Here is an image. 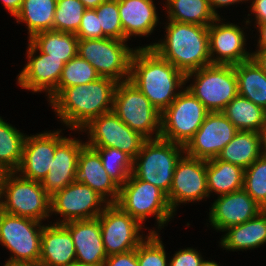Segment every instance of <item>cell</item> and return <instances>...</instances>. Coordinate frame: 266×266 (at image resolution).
<instances>
[{"label": "cell", "instance_id": "obj_28", "mask_svg": "<svg viewBox=\"0 0 266 266\" xmlns=\"http://www.w3.org/2000/svg\"><path fill=\"white\" fill-rule=\"evenodd\" d=\"M222 113L238 131H266V110L245 97L237 95L225 106Z\"/></svg>", "mask_w": 266, "mask_h": 266}, {"label": "cell", "instance_id": "obj_14", "mask_svg": "<svg viewBox=\"0 0 266 266\" xmlns=\"http://www.w3.org/2000/svg\"><path fill=\"white\" fill-rule=\"evenodd\" d=\"M108 202L89 186L72 182L50 198V212L63 216L55 224L97 218ZM103 205V207H101Z\"/></svg>", "mask_w": 266, "mask_h": 266}, {"label": "cell", "instance_id": "obj_9", "mask_svg": "<svg viewBox=\"0 0 266 266\" xmlns=\"http://www.w3.org/2000/svg\"><path fill=\"white\" fill-rule=\"evenodd\" d=\"M41 224L0 210V243L13 253L7 262L39 265L44 227Z\"/></svg>", "mask_w": 266, "mask_h": 266}, {"label": "cell", "instance_id": "obj_16", "mask_svg": "<svg viewBox=\"0 0 266 266\" xmlns=\"http://www.w3.org/2000/svg\"><path fill=\"white\" fill-rule=\"evenodd\" d=\"M237 131L222 112H209L194 137L185 146V154L205 161L217 158Z\"/></svg>", "mask_w": 266, "mask_h": 266}, {"label": "cell", "instance_id": "obj_25", "mask_svg": "<svg viewBox=\"0 0 266 266\" xmlns=\"http://www.w3.org/2000/svg\"><path fill=\"white\" fill-rule=\"evenodd\" d=\"M153 0H119V15L124 41L130 36H147L156 27L159 17Z\"/></svg>", "mask_w": 266, "mask_h": 266}, {"label": "cell", "instance_id": "obj_12", "mask_svg": "<svg viewBox=\"0 0 266 266\" xmlns=\"http://www.w3.org/2000/svg\"><path fill=\"white\" fill-rule=\"evenodd\" d=\"M90 136L85 144L88 147L118 148L134 159L147 140L122 122L113 112H106L91 120L81 130Z\"/></svg>", "mask_w": 266, "mask_h": 266}, {"label": "cell", "instance_id": "obj_35", "mask_svg": "<svg viewBox=\"0 0 266 266\" xmlns=\"http://www.w3.org/2000/svg\"><path fill=\"white\" fill-rule=\"evenodd\" d=\"M99 78L100 75L94 67L77 54L65 63L58 86L48 98L51 102L64 88L88 84Z\"/></svg>", "mask_w": 266, "mask_h": 266}, {"label": "cell", "instance_id": "obj_1", "mask_svg": "<svg viewBox=\"0 0 266 266\" xmlns=\"http://www.w3.org/2000/svg\"><path fill=\"white\" fill-rule=\"evenodd\" d=\"M129 81L162 113L178 96L186 75L160 57L152 48L135 49L130 64Z\"/></svg>", "mask_w": 266, "mask_h": 266}, {"label": "cell", "instance_id": "obj_6", "mask_svg": "<svg viewBox=\"0 0 266 266\" xmlns=\"http://www.w3.org/2000/svg\"><path fill=\"white\" fill-rule=\"evenodd\" d=\"M115 204L140 224H143L147 216L156 215L158 229L169 222L174 213L163 190L133 174L120 187Z\"/></svg>", "mask_w": 266, "mask_h": 266}, {"label": "cell", "instance_id": "obj_46", "mask_svg": "<svg viewBox=\"0 0 266 266\" xmlns=\"http://www.w3.org/2000/svg\"><path fill=\"white\" fill-rule=\"evenodd\" d=\"M246 0H208L210 8L212 12L217 16L220 17V15L217 13L215 8L232 5L234 3H239Z\"/></svg>", "mask_w": 266, "mask_h": 266}, {"label": "cell", "instance_id": "obj_8", "mask_svg": "<svg viewBox=\"0 0 266 266\" xmlns=\"http://www.w3.org/2000/svg\"><path fill=\"white\" fill-rule=\"evenodd\" d=\"M193 75L194 84L186 88L209 112H222L238 95L235 65L211 64L186 74V81Z\"/></svg>", "mask_w": 266, "mask_h": 266}, {"label": "cell", "instance_id": "obj_36", "mask_svg": "<svg viewBox=\"0 0 266 266\" xmlns=\"http://www.w3.org/2000/svg\"><path fill=\"white\" fill-rule=\"evenodd\" d=\"M100 156L108 175L121 187L132 174L133 159L118 148L90 147Z\"/></svg>", "mask_w": 266, "mask_h": 266}, {"label": "cell", "instance_id": "obj_17", "mask_svg": "<svg viewBox=\"0 0 266 266\" xmlns=\"http://www.w3.org/2000/svg\"><path fill=\"white\" fill-rule=\"evenodd\" d=\"M220 19L217 17L208 26L211 64L236 65L250 60L251 53L244 49L246 39L243 30L232 23L220 25ZM214 54L217 56L214 57Z\"/></svg>", "mask_w": 266, "mask_h": 266}, {"label": "cell", "instance_id": "obj_42", "mask_svg": "<svg viewBox=\"0 0 266 266\" xmlns=\"http://www.w3.org/2000/svg\"><path fill=\"white\" fill-rule=\"evenodd\" d=\"M201 255L193 248L181 249L174 254V257L169 261V266H201Z\"/></svg>", "mask_w": 266, "mask_h": 266}, {"label": "cell", "instance_id": "obj_15", "mask_svg": "<svg viewBox=\"0 0 266 266\" xmlns=\"http://www.w3.org/2000/svg\"><path fill=\"white\" fill-rule=\"evenodd\" d=\"M209 196L206 161L187 154L181 156L176 164L172 185L167 194L173 212L175 213L178 203L200 201Z\"/></svg>", "mask_w": 266, "mask_h": 266}, {"label": "cell", "instance_id": "obj_52", "mask_svg": "<svg viewBox=\"0 0 266 266\" xmlns=\"http://www.w3.org/2000/svg\"><path fill=\"white\" fill-rule=\"evenodd\" d=\"M4 266H34V265H30V264H19V263H9V262H6Z\"/></svg>", "mask_w": 266, "mask_h": 266}, {"label": "cell", "instance_id": "obj_41", "mask_svg": "<svg viewBox=\"0 0 266 266\" xmlns=\"http://www.w3.org/2000/svg\"><path fill=\"white\" fill-rule=\"evenodd\" d=\"M78 39H100L107 38L103 34L95 9H86L78 31L75 33Z\"/></svg>", "mask_w": 266, "mask_h": 266}, {"label": "cell", "instance_id": "obj_43", "mask_svg": "<svg viewBox=\"0 0 266 266\" xmlns=\"http://www.w3.org/2000/svg\"><path fill=\"white\" fill-rule=\"evenodd\" d=\"M103 266H139L136 249L108 256Z\"/></svg>", "mask_w": 266, "mask_h": 266}, {"label": "cell", "instance_id": "obj_20", "mask_svg": "<svg viewBox=\"0 0 266 266\" xmlns=\"http://www.w3.org/2000/svg\"><path fill=\"white\" fill-rule=\"evenodd\" d=\"M209 212V222L215 230L223 231L256 217L262 210L244 189L218 196Z\"/></svg>", "mask_w": 266, "mask_h": 266}, {"label": "cell", "instance_id": "obj_51", "mask_svg": "<svg viewBox=\"0 0 266 266\" xmlns=\"http://www.w3.org/2000/svg\"><path fill=\"white\" fill-rule=\"evenodd\" d=\"M201 266H219V265L214 261L204 260Z\"/></svg>", "mask_w": 266, "mask_h": 266}, {"label": "cell", "instance_id": "obj_34", "mask_svg": "<svg viewBox=\"0 0 266 266\" xmlns=\"http://www.w3.org/2000/svg\"><path fill=\"white\" fill-rule=\"evenodd\" d=\"M26 135L0 117V165L7 171H16L22 160Z\"/></svg>", "mask_w": 266, "mask_h": 266}, {"label": "cell", "instance_id": "obj_21", "mask_svg": "<svg viewBox=\"0 0 266 266\" xmlns=\"http://www.w3.org/2000/svg\"><path fill=\"white\" fill-rule=\"evenodd\" d=\"M71 234L76 251V264L103 266L108 257L98 218L75 220L62 224Z\"/></svg>", "mask_w": 266, "mask_h": 266}, {"label": "cell", "instance_id": "obj_38", "mask_svg": "<svg viewBox=\"0 0 266 266\" xmlns=\"http://www.w3.org/2000/svg\"><path fill=\"white\" fill-rule=\"evenodd\" d=\"M85 10L80 0H57L53 30L75 34Z\"/></svg>", "mask_w": 266, "mask_h": 266}, {"label": "cell", "instance_id": "obj_5", "mask_svg": "<svg viewBox=\"0 0 266 266\" xmlns=\"http://www.w3.org/2000/svg\"><path fill=\"white\" fill-rule=\"evenodd\" d=\"M112 111L122 122L146 139L160 138L161 113L129 80L117 83ZM152 133L155 136L152 137Z\"/></svg>", "mask_w": 266, "mask_h": 266}, {"label": "cell", "instance_id": "obj_23", "mask_svg": "<svg viewBox=\"0 0 266 266\" xmlns=\"http://www.w3.org/2000/svg\"><path fill=\"white\" fill-rule=\"evenodd\" d=\"M74 182L89 186L108 204L116 203L118 199L120 186L104 169L99 154L87 145L79 153Z\"/></svg>", "mask_w": 266, "mask_h": 266}, {"label": "cell", "instance_id": "obj_29", "mask_svg": "<svg viewBox=\"0 0 266 266\" xmlns=\"http://www.w3.org/2000/svg\"><path fill=\"white\" fill-rule=\"evenodd\" d=\"M207 188L209 194L219 196L243 189L244 169L218 158L206 161Z\"/></svg>", "mask_w": 266, "mask_h": 266}, {"label": "cell", "instance_id": "obj_49", "mask_svg": "<svg viewBox=\"0 0 266 266\" xmlns=\"http://www.w3.org/2000/svg\"><path fill=\"white\" fill-rule=\"evenodd\" d=\"M86 9H96L100 4L106 0H80Z\"/></svg>", "mask_w": 266, "mask_h": 266}, {"label": "cell", "instance_id": "obj_53", "mask_svg": "<svg viewBox=\"0 0 266 266\" xmlns=\"http://www.w3.org/2000/svg\"><path fill=\"white\" fill-rule=\"evenodd\" d=\"M264 148H263V153L266 155V131L264 132Z\"/></svg>", "mask_w": 266, "mask_h": 266}, {"label": "cell", "instance_id": "obj_22", "mask_svg": "<svg viewBox=\"0 0 266 266\" xmlns=\"http://www.w3.org/2000/svg\"><path fill=\"white\" fill-rule=\"evenodd\" d=\"M85 145L78 139L65 137L56 146L48 174L40 182L50 197L74 182L78 156Z\"/></svg>", "mask_w": 266, "mask_h": 266}, {"label": "cell", "instance_id": "obj_13", "mask_svg": "<svg viewBox=\"0 0 266 266\" xmlns=\"http://www.w3.org/2000/svg\"><path fill=\"white\" fill-rule=\"evenodd\" d=\"M97 218L107 256L134 250L145 239L139 233L142 225L115 203L105 205Z\"/></svg>", "mask_w": 266, "mask_h": 266}, {"label": "cell", "instance_id": "obj_27", "mask_svg": "<svg viewBox=\"0 0 266 266\" xmlns=\"http://www.w3.org/2000/svg\"><path fill=\"white\" fill-rule=\"evenodd\" d=\"M221 238V246L226 250L253 249L266 243V210H262L256 217L226 230Z\"/></svg>", "mask_w": 266, "mask_h": 266}, {"label": "cell", "instance_id": "obj_47", "mask_svg": "<svg viewBox=\"0 0 266 266\" xmlns=\"http://www.w3.org/2000/svg\"><path fill=\"white\" fill-rule=\"evenodd\" d=\"M2 2L11 15L16 16L21 9L23 0H2Z\"/></svg>", "mask_w": 266, "mask_h": 266}, {"label": "cell", "instance_id": "obj_24", "mask_svg": "<svg viewBox=\"0 0 266 266\" xmlns=\"http://www.w3.org/2000/svg\"><path fill=\"white\" fill-rule=\"evenodd\" d=\"M76 251L70 232L62 224L43 227L38 266H73Z\"/></svg>", "mask_w": 266, "mask_h": 266}, {"label": "cell", "instance_id": "obj_39", "mask_svg": "<svg viewBox=\"0 0 266 266\" xmlns=\"http://www.w3.org/2000/svg\"><path fill=\"white\" fill-rule=\"evenodd\" d=\"M136 254L139 266H169L166 263L164 245L154 230L138 245Z\"/></svg>", "mask_w": 266, "mask_h": 266}, {"label": "cell", "instance_id": "obj_10", "mask_svg": "<svg viewBox=\"0 0 266 266\" xmlns=\"http://www.w3.org/2000/svg\"><path fill=\"white\" fill-rule=\"evenodd\" d=\"M208 113L203 103L184 88L161 113L160 138L185 147Z\"/></svg>", "mask_w": 266, "mask_h": 266}, {"label": "cell", "instance_id": "obj_19", "mask_svg": "<svg viewBox=\"0 0 266 266\" xmlns=\"http://www.w3.org/2000/svg\"><path fill=\"white\" fill-rule=\"evenodd\" d=\"M28 63L18 75V84L33 92H48V96L57 88L65 62L49 57L45 53L37 56L36 47L29 41Z\"/></svg>", "mask_w": 266, "mask_h": 266}, {"label": "cell", "instance_id": "obj_40", "mask_svg": "<svg viewBox=\"0 0 266 266\" xmlns=\"http://www.w3.org/2000/svg\"><path fill=\"white\" fill-rule=\"evenodd\" d=\"M95 11L103 34L107 38L124 40V32L119 15V0H106Z\"/></svg>", "mask_w": 266, "mask_h": 266}, {"label": "cell", "instance_id": "obj_50", "mask_svg": "<svg viewBox=\"0 0 266 266\" xmlns=\"http://www.w3.org/2000/svg\"><path fill=\"white\" fill-rule=\"evenodd\" d=\"M9 171H7L2 165H0V196L4 185V180Z\"/></svg>", "mask_w": 266, "mask_h": 266}, {"label": "cell", "instance_id": "obj_48", "mask_svg": "<svg viewBox=\"0 0 266 266\" xmlns=\"http://www.w3.org/2000/svg\"><path fill=\"white\" fill-rule=\"evenodd\" d=\"M259 28V40H258V48L259 49H266V22L257 24Z\"/></svg>", "mask_w": 266, "mask_h": 266}, {"label": "cell", "instance_id": "obj_45", "mask_svg": "<svg viewBox=\"0 0 266 266\" xmlns=\"http://www.w3.org/2000/svg\"><path fill=\"white\" fill-rule=\"evenodd\" d=\"M251 59L266 73V49H257L256 52L251 53Z\"/></svg>", "mask_w": 266, "mask_h": 266}, {"label": "cell", "instance_id": "obj_3", "mask_svg": "<svg viewBox=\"0 0 266 266\" xmlns=\"http://www.w3.org/2000/svg\"><path fill=\"white\" fill-rule=\"evenodd\" d=\"M163 41L152 48L185 75L211 65L208 26L168 21Z\"/></svg>", "mask_w": 266, "mask_h": 266}, {"label": "cell", "instance_id": "obj_18", "mask_svg": "<svg viewBox=\"0 0 266 266\" xmlns=\"http://www.w3.org/2000/svg\"><path fill=\"white\" fill-rule=\"evenodd\" d=\"M61 130L26 136L22 160L15 171L20 176L41 182L48 174L54 158L56 146L65 138Z\"/></svg>", "mask_w": 266, "mask_h": 266}, {"label": "cell", "instance_id": "obj_7", "mask_svg": "<svg viewBox=\"0 0 266 266\" xmlns=\"http://www.w3.org/2000/svg\"><path fill=\"white\" fill-rule=\"evenodd\" d=\"M50 198L39 181L17 176L15 171L8 172L0 196V210L41 222L50 216Z\"/></svg>", "mask_w": 266, "mask_h": 266}, {"label": "cell", "instance_id": "obj_11", "mask_svg": "<svg viewBox=\"0 0 266 266\" xmlns=\"http://www.w3.org/2000/svg\"><path fill=\"white\" fill-rule=\"evenodd\" d=\"M125 42L113 38L79 39L77 54L88 61L100 77L123 82L129 80L131 58L135 51Z\"/></svg>", "mask_w": 266, "mask_h": 266}, {"label": "cell", "instance_id": "obj_44", "mask_svg": "<svg viewBox=\"0 0 266 266\" xmlns=\"http://www.w3.org/2000/svg\"><path fill=\"white\" fill-rule=\"evenodd\" d=\"M251 11L256 15V25L266 22V0H253Z\"/></svg>", "mask_w": 266, "mask_h": 266}, {"label": "cell", "instance_id": "obj_31", "mask_svg": "<svg viewBox=\"0 0 266 266\" xmlns=\"http://www.w3.org/2000/svg\"><path fill=\"white\" fill-rule=\"evenodd\" d=\"M78 40L74 33L48 30L35 34L28 41L36 47V51L67 63L77 55Z\"/></svg>", "mask_w": 266, "mask_h": 266}, {"label": "cell", "instance_id": "obj_2", "mask_svg": "<svg viewBox=\"0 0 266 266\" xmlns=\"http://www.w3.org/2000/svg\"><path fill=\"white\" fill-rule=\"evenodd\" d=\"M117 83L100 77L88 84L64 88L50 103L66 126L81 131L91 120L112 111Z\"/></svg>", "mask_w": 266, "mask_h": 266}, {"label": "cell", "instance_id": "obj_37", "mask_svg": "<svg viewBox=\"0 0 266 266\" xmlns=\"http://www.w3.org/2000/svg\"><path fill=\"white\" fill-rule=\"evenodd\" d=\"M243 189L266 210V155L264 153L244 170Z\"/></svg>", "mask_w": 266, "mask_h": 266}, {"label": "cell", "instance_id": "obj_26", "mask_svg": "<svg viewBox=\"0 0 266 266\" xmlns=\"http://www.w3.org/2000/svg\"><path fill=\"white\" fill-rule=\"evenodd\" d=\"M264 133L237 131L233 139L217 156L219 160L248 168L263 154ZM262 147V148H261Z\"/></svg>", "mask_w": 266, "mask_h": 266}, {"label": "cell", "instance_id": "obj_33", "mask_svg": "<svg viewBox=\"0 0 266 266\" xmlns=\"http://www.w3.org/2000/svg\"><path fill=\"white\" fill-rule=\"evenodd\" d=\"M166 3L170 21L209 26L217 18L208 0H167Z\"/></svg>", "mask_w": 266, "mask_h": 266}, {"label": "cell", "instance_id": "obj_32", "mask_svg": "<svg viewBox=\"0 0 266 266\" xmlns=\"http://www.w3.org/2000/svg\"><path fill=\"white\" fill-rule=\"evenodd\" d=\"M57 0H23L17 23L25 22L29 39L43 31L53 30V22Z\"/></svg>", "mask_w": 266, "mask_h": 266}, {"label": "cell", "instance_id": "obj_30", "mask_svg": "<svg viewBox=\"0 0 266 266\" xmlns=\"http://www.w3.org/2000/svg\"><path fill=\"white\" fill-rule=\"evenodd\" d=\"M238 95L247 98L266 110V73L248 60L235 65Z\"/></svg>", "mask_w": 266, "mask_h": 266}, {"label": "cell", "instance_id": "obj_4", "mask_svg": "<svg viewBox=\"0 0 266 266\" xmlns=\"http://www.w3.org/2000/svg\"><path fill=\"white\" fill-rule=\"evenodd\" d=\"M181 153L185 154V147L180 144L162 138L147 139L133 159L132 174L168 194Z\"/></svg>", "mask_w": 266, "mask_h": 266}]
</instances>
